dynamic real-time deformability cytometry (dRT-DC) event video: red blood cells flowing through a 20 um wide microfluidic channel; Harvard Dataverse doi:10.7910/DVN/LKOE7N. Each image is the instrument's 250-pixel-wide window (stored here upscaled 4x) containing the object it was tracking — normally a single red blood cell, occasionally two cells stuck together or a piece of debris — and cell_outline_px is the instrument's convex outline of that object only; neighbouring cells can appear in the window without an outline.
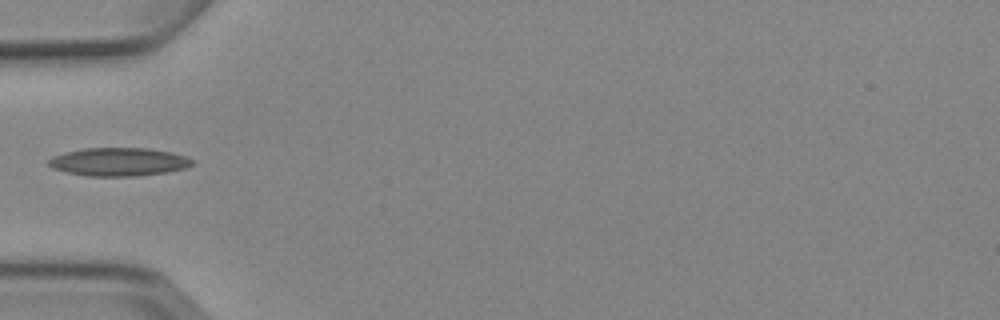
{"species": "Egyptian fruit bat (a non-hibernating species)", "species_latin": "Rousettus aegyptiacus", "temperature_condition": "cold", "stored_images_in_passage": 5, "camera_frame_rate_fps": 3000, "um_per_image_px": 0.085, "animal": {"sex": "female"}, "frame": {"image": 1, "passage_image": 5, "time_ms": 4.667, "image_size_px": [1000, 320], "cell_outline_px": [[192, 164], [184, 168], [168, 172], [136, 176], [88, 176], [64, 172], [52, 168], [48, 164], [48, 160], [52, 156], [64, 152], [84, 148], [148, 148], [172, 152], [184, 156], [192, 160]], "centroid_in_image_um": [10.04, 13.76], "position_along_channel_um": 75.0, "area_um2": 23.7}}